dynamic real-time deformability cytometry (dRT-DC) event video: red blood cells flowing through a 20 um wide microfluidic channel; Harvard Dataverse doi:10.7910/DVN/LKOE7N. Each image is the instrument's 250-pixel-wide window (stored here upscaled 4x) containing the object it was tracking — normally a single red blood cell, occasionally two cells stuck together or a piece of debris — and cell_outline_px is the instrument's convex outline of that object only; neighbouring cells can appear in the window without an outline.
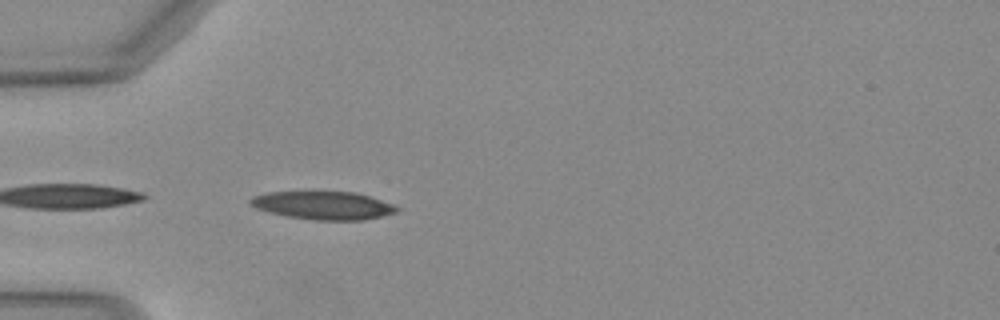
{"species": "Egyptian fruit bat (a non-hibernating species)", "species_latin": "Rousettus aegyptiacus", "temperature_condition": "warm", "stored_images_in_passage": 11, "camera_frame_rate_fps": 3000, "um_per_image_px": 0.085, "animal": {"sex": "female"}, "frame": {"image": 1, "passage_image": 1, "time_ms": 0.0, "image_size_px": [1000, 320], "cell_outline_px": [[400, 212], [364, 220], [312, 220], [288, 216], [268, 212], [256, 208], [248, 204], [248, 200], [252, 196], [268, 192], [356, 192], [396, 204], [400, 208]], "centroid_in_image_um": [27.52, 17.46], "position_along_channel_um": 57.5, "area_um2": 24.28}}